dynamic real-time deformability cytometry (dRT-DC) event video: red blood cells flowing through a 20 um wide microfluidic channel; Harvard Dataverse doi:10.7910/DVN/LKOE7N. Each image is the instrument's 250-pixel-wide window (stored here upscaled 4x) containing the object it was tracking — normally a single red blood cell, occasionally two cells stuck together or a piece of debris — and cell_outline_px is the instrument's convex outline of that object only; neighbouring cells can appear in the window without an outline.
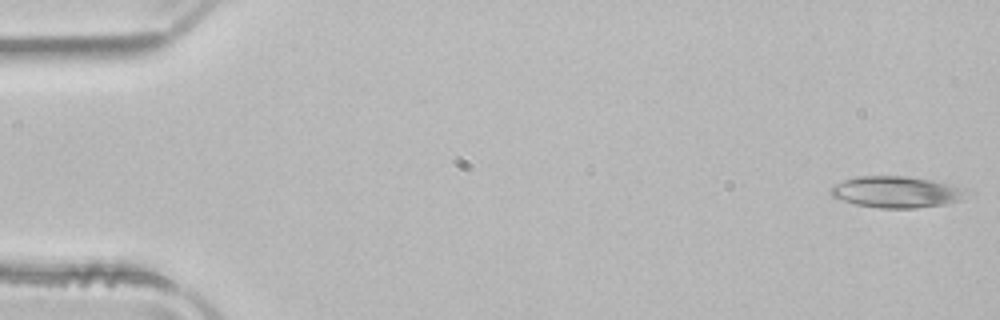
{"species": "common noctule bat (a hibernating species)", "species_latin": "Nyctalus noctula", "temperature_condition": "room temperature", "stored_images_in_passage": 51, "camera_frame_rate_fps": 3000, "um_per_image_px": 0.085, "animal": {"sex": "male", "body_mass_g": 21.5, "forearm_length_mm": 52.0}, "frame": {"image": 1, "passage_image": 1, "time_ms": 0.0, "image_size_px": [1000, 320], "cell_outline_px": [[976, 192], [960, 200], [944, 204], [916, 208], [880, 208], [856, 204], [832, 196], [828, 192], [832, 184], [856, 176], [908, 176], [932, 180], [964, 188]], "centroid_in_image_um": [76.24, 16.31], "position_along_channel_um": 8.8, "area_um2": 25.14}}
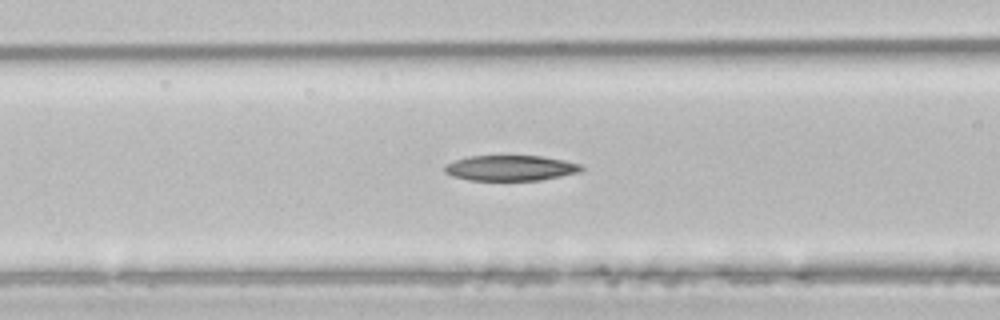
{"frame": {"image": 2, "passage_image": 20, "time_ms": 6.333, "image_size_px": [1000, 320], "cell_outline_px": [[584, 168], [580, 172], [540, 180], [468, 180], [452, 176], [444, 172], [444, 164], [468, 156], [540, 156], [564, 160], [580, 164]], "centroid_in_image_um": [43.37, 14.28], "position_along_channel_um": 123.2, "area_um2": 20.23}}
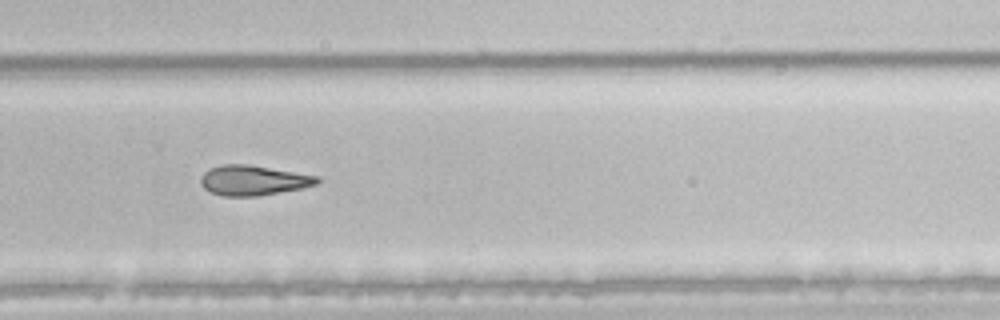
{"frame": {"image": 3, "passage_image": 34, "time_ms": 11.0, "image_size_px": [1000, 320], "cell_outline_px": [[320, 180], [316, 184], [300, 188], [256, 196], [224, 196], [212, 192], [204, 188], [200, 184], [200, 176], [208, 168], [220, 164], [248, 164], [320, 176]], "centroid_in_image_um": [21.49, 15.31], "position_along_channel_um": 308.3, "area_um2": 20.35}, "authors_computed_cell_mechanics": {"area_um2": 22.542, "velocity_mm_per_s": 3.974, "shape_relaxation_time_tau1_ms": null, "shape_relaxation_time_tau2_ms": 10.6965, "deformation_change_tau1": null, "deformation_change_tau2": 0.2525}}